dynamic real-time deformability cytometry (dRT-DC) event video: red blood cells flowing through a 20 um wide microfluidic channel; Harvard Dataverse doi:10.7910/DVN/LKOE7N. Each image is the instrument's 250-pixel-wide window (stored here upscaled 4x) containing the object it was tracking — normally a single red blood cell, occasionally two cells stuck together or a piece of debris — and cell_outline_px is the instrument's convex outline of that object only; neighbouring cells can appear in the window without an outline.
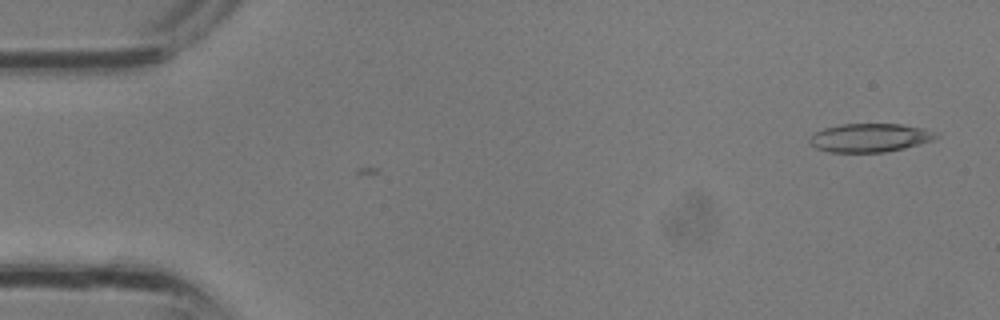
{"species": "common noctule bat (a hibernating species)", "species_latin": "Nyctalus noctula", "temperature_condition": "room temperature", "stored_images_in_passage": 2, "camera_frame_rate_fps": 3000, "um_per_image_px": 0.085, "animal": {"sex": "male", "body_mass_g": 13.3}, "frame": {"image": 1, "passage_image": 2, "time_ms": 0.333, "image_size_px": [1000, 320], "cell_outline_px": [[940, 132], [932, 140], [920, 144], [904, 148], [884, 152], [828, 152], [816, 148], [808, 140], [808, 136], [824, 128], [840, 124], [900, 124], [924, 128]], "centroid_in_image_um": [73.93, 11.7], "position_along_channel_um": 11.1, "area_um2": 21.1}}